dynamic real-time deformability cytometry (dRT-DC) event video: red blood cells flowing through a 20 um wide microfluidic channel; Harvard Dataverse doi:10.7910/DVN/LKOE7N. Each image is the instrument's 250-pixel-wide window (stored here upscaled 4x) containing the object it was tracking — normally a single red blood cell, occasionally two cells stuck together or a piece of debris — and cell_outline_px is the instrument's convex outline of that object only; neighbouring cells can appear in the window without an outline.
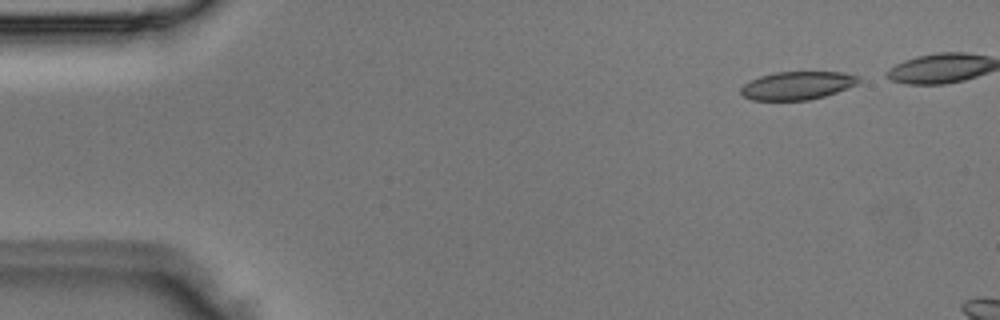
{"species": "Egyptian fruit bat (a non-hibernating species)", "species_latin": "Rousettus aegyptiacus", "temperature_condition": "room temperature", "stored_images_in_passage": 3, "camera_frame_rate_fps": 3000, "um_per_image_px": 0.085, "animal": {"sex": "male"}, "frame": {"image": 1, "passage_image": 1, "time_ms": 0.0, "image_size_px": [1000, 320], "cell_outline_px": [[860, 80], [856, 84], [836, 92], [824, 96], [808, 100], [752, 100], [744, 96], [740, 92], [740, 88], [744, 84], [760, 76], [776, 72], [844, 72], [860, 76]], "centroid_in_image_um": [67.77, 7.26], "position_along_channel_um": 17.2, "area_um2": 19.19}}